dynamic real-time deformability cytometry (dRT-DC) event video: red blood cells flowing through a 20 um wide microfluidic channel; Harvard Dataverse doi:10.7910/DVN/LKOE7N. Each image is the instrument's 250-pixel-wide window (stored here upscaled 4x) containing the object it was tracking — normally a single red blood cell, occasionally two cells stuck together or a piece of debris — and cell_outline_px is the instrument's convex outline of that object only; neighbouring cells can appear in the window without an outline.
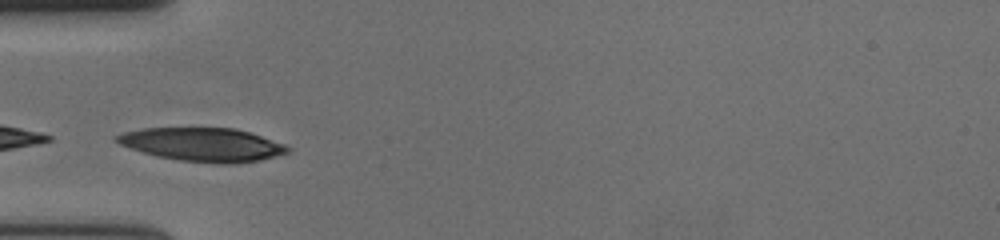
{"species": "human", "species_latin": "Homo sapiens", "temperature_condition": "cold", "stored_images_in_passage": 29, "camera_frame_rate_fps": 3000, "um_per_image_px": 0.085, "donor": {"sex": "female"}, "frame": {"image": 1, "passage_image": 1, "time_ms": 0.0, "image_size_px": [1000, 240], "cell_outline_px": [[292, 148], [288, 152], [260, 160], [236, 164], [216, 164], [180, 160], [156, 156], [120, 144], [112, 140], [112, 136], [124, 132], [144, 128], [236, 128], [252, 132], [284, 144]], "centroid_in_image_um": [17.23, 12.28], "position_along_channel_um": 67.8, "area_um2": 33.58}}
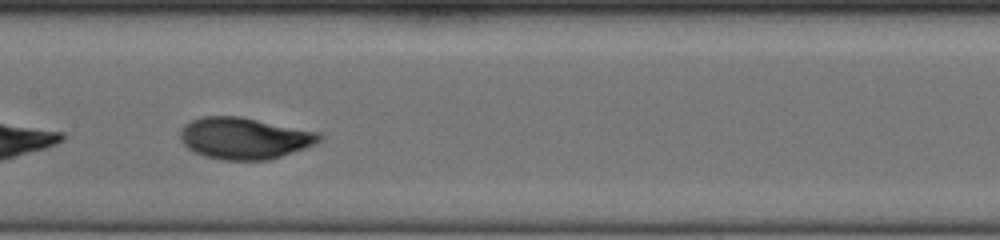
{"frame": {"image": 2, "passage_image": 11, "time_ms": 3.333, "image_size_px": [1000, 240], "cell_outline_px": [[324, 140], [316, 144], [268, 160], [220, 160], [204, 156], [188, 148], [180, 140], [180, 132], [184, 124], [192, 120], [204, 116], [240, 116], [320, 132], [324, 136]], "centroid_in_image_um": [20.79, 11.74], "position_along_channel_um": 186.6, "area_um2": 33.87}}
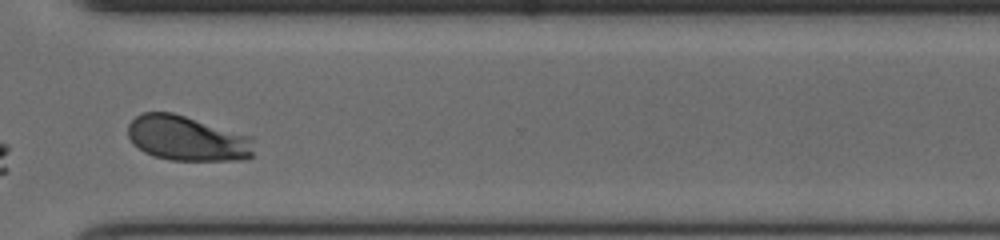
{"frame": {"image": 3, "passage_image": 25, "time_ms": 8.0, "image_size_px": [1000, 240], "cell_outline_px": [[252, 156], [248, 160], [168, 160], [152, 156], [144, 152], [132, 144], [128, 136], [128, 124], [136, 116], [144, 112], [172, 112], [252, 136]], "centroid_in_image_um": [15.88, 11.77], "position_along_channel_um": 354.7, "area_um2": 33.23}, "authors_computed_cell_mechanics": {"area_um2": 33.235, "velocity_mm_per_s": 3.5971, "shape_relaxation_time_tau1_ms": 3.527, "shape_relaxation_time_tau2_ms": null, "deformation_change_tau1": 0.1677, "deformation_change_tau2": null}}